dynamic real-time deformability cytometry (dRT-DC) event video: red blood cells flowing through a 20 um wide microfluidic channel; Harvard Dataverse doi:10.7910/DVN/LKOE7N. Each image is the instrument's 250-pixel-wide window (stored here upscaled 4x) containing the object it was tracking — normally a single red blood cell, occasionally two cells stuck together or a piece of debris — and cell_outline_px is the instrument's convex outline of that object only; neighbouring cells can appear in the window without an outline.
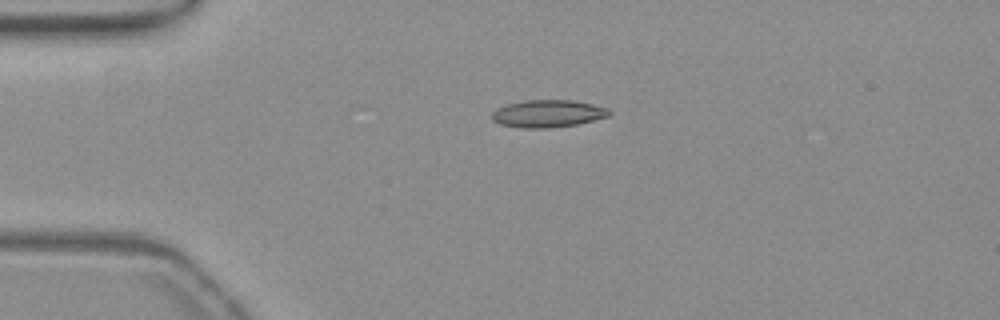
{"species": "common noctule bat (a hibernating species)", "species_latin": "Nyctalus noctula", "temperature_condition": "warm", "stored_images_in_passage": 42, "camera_frame_rate_fps": 3000, "um_per_image_px": 0.085, "animal": {"sex": "female", "body_mass_g": 19.3, "forearm_length_mm": 54.1}, "frame": {"image": 1, "passage_image": 1, "time_ms": 0.0, "image_size_px": [1000, 320], "cell_outline_px": [[612, 112], [608, 116], [576, 124], [548, 128], [524, 128], [500, 124], [492, 120], [492, 112], [496, 108], [508, 104], [524, 100], [572, 100], [592, 104], [608, 108]], "centroid_in_image_um": [46.55, 9.65], "position_along_channel_um": 38.5, "area_um2": 18.61}}
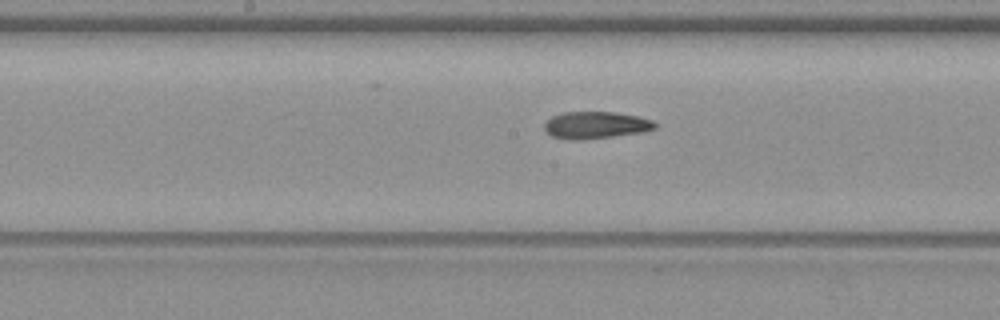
{"frame": {"image": 2, "passage_image": 16, "time_ms": 5.0, "image_size_px": [1000, 320], "cell_outline_px": [[656, 128], [640, 132], [612, 136], [576, 140], [572, 140], [552, 136], [544, 128], [544, 124], [552, 116], [560, 112], [616, 112], [636, 116], [652, 120], [656, 124]], "centroid_in_image_um": [50.61, 10.62], "position_along_channel_um": 197.6, "area_um2": 17.17}}
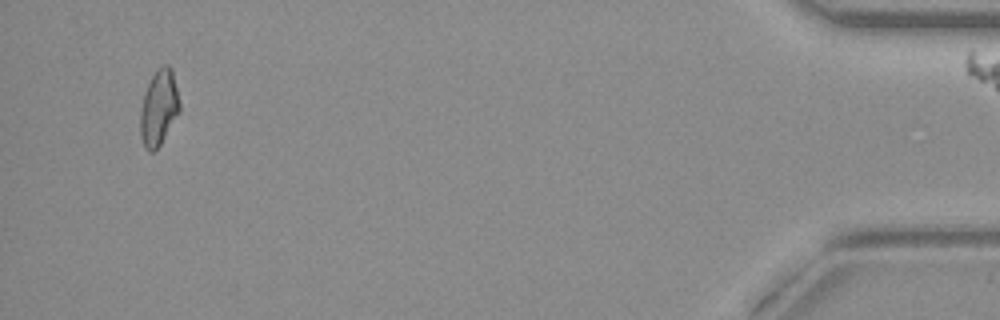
{"frame": {"image": 3, "passage_image": 40, "time_ms": 13.0, "image_size_px": [1000, 320], "cell_outline_px": [[180, 112], [160, 144], [152, 152], [148, 152], [140, 136], [140, 112], [144, 92], [156, 68], [164, 64], [168, 64], [172, 68], [180, 100]], "centroid_in_image_um": [13.51, 9.12], "position_along_channel_um": 421.7, "area_um2": 17.46}, "authors_computed_cell_mechanics": {"area_um2": 17.4845, "velocity_mm_per_s": 3.8429, "shape_relaxation_time_tau1_ms": 7.1631, "shape_relaxation_time_tau2_ms": 3.4266, "deformation_change_tau1": 0.1897, "deformation_change_tau2": 0.1086}}